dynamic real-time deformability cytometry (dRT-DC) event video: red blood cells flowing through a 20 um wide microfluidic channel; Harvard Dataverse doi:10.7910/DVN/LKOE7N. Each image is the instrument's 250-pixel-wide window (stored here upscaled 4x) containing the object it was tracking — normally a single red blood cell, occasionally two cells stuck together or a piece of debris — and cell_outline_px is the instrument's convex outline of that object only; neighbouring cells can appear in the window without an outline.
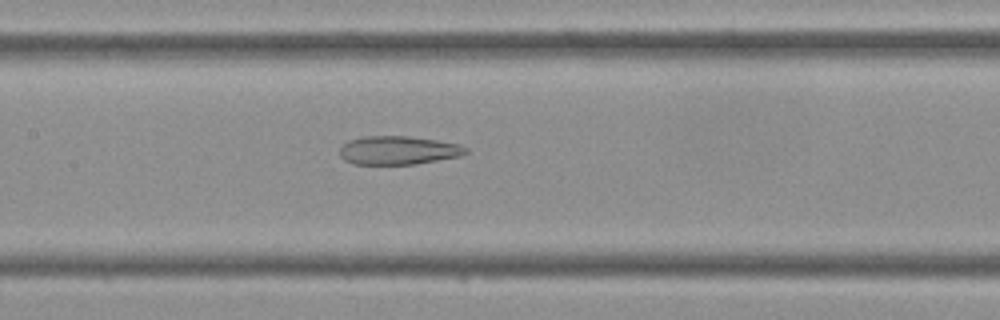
{"species": "Egyptian fruit bat (a non-hibernating species)", "species_latin": "Rousettus aegyptiacus", "temperature_condition": "cold", "stored_images_in_passage": 35, "camera_frame_rate_fps": 3000, "um_per_image_px": 0.085, "frame": {"image": 1, "passage_image": 12, "time_ms": 3.667, "image_size_px": [1000, 320], "cell_outline_px": [[468, 152], [460, 156], [416, 164], [352, 164], [344, 160], [340, 156], [340, 148], [348, 140], [364, 136], [408, 136], [436, 140], [460, 144], [468, 148]], "centroid_in_image_um": [33.85, 12.77], "position_along_channel_um": 173.6, "area_um2": 21.04}}
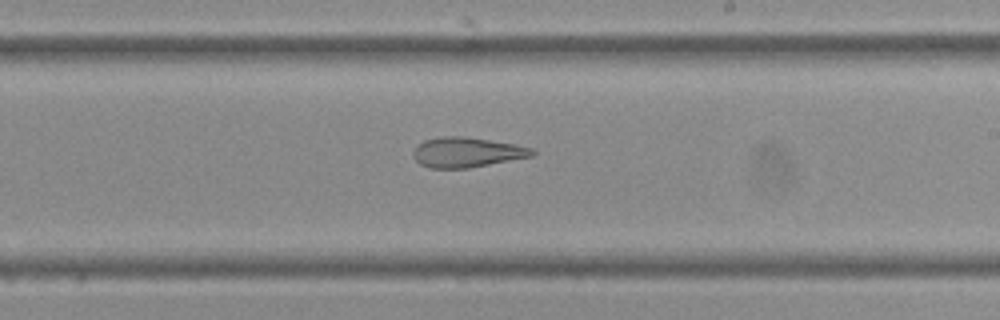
{"frame": {"image": 2, "passage_image": 17, "time_ms": 5.333, "image_size_px": [1000, 320], "cell_outline_px": [[536, 152], [532, 156], [468, 168], [428, 168], [420, 164], [412, 156], [412, 152], [416, 144], [424, 140], [440, 136], [464, 136], [512, 144], [532, 148]], "centroid_in_image_um": [39.6, 12.94], "position_along_channel_um": 249.4, "area_um2": 20.75}}
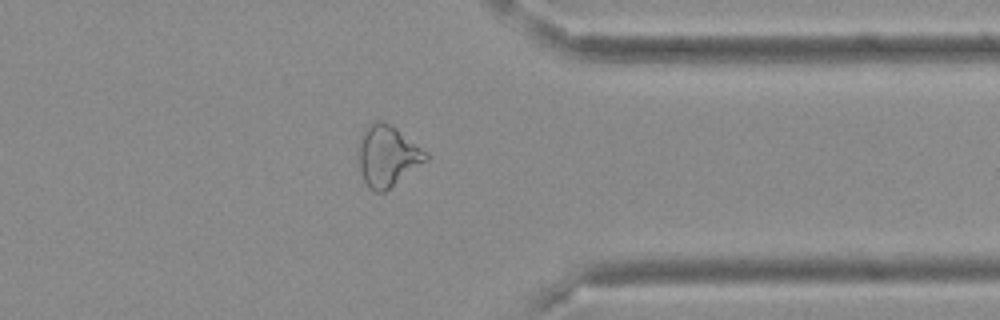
{"frame": {"image": 3, "passage_image": 26, "time_ms": 8.333, "image_size_px": [1000, 320], "cell_outline_px": [[428, 160], [384, 192], [372, 192], [368, 188], [364, 180], [356, 156], [356, 148], [360, 136], [364, 128], [372, 120], [384, 120], [396, 128], [428, 152]], "centroid_in_image_um": [32.89, 13.22], "position_along_channel_um": 378.5, "area_um2": 24.51}}